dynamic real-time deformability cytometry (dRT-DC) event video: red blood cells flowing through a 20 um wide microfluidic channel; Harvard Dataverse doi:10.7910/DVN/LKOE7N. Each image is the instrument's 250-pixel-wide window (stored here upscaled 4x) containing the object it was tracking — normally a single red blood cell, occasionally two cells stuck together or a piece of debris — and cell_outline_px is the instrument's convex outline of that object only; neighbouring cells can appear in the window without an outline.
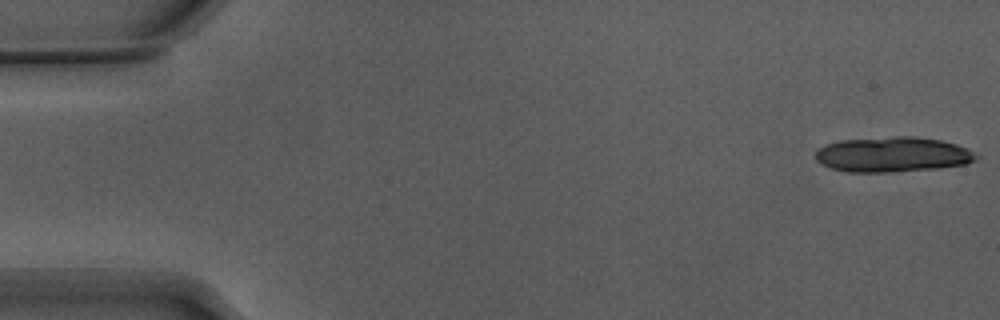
{"species": "Egyptian fruit bat (a non-hibernating species)", "species_latin": "Rousettus aegyptiacus", "temperature_condition": "warm", "stored_images_in_passage": 20, "camera_frame_rate_fps": 3000, "um_per_image_px": 0.085, "animal": {"sex": "male"}, "frame": {"image": 1, "passage_image": 1, "time_ms": 0.0, "image_size_px": [1000, 320], "cell_outline_px": [[976, 160], [964, 164], [936, 168], [888, 172], [848, 172], [828, 168], [820, 164], [816, 160], [816, 152], [824, 144], [840, 140], [892, 136], [916, 136], [940, 140], [956, 144], [968, 148], [976, 156]], "centroid_in_image_um": [75.82, 13.12], "position_along_channel_um": 9.2, "area_um2": 32.95}}